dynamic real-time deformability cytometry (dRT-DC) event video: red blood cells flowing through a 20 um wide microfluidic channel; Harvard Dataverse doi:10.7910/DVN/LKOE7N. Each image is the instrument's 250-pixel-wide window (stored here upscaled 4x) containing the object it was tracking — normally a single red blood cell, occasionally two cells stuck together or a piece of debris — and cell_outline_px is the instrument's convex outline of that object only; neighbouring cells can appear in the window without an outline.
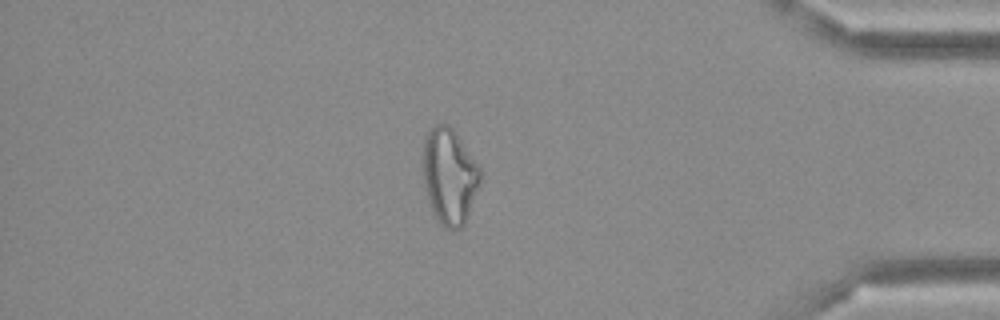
{"species": "Egyptian fruit bat (a non-hibernating species)", "species_latin": "Rousettus aegyptiacus", "temperature_condition": "cold", "stored_images_in_passage": 48, "camera_frame_rate_fps": 3000, "um_per_image_px": 0.085, "frame": {"image": 1, "passage_image": 41, "time_ms": 13.333, "image_size_px": [1000, 320], "cell_outline_px": [[480, 184], [468, 216], [464, 224], [456, 232], [444, 228], [440, 224], [432, 208], [428, 196], [424, 180], [424, 140], [428, 132], [436, 124], [444, 120], [456, 132], [480, 168]], "centroid_in_image_um": [38.22, 14.98], "position_along_channel_um": 397.0, "area_um2": 31.79}}